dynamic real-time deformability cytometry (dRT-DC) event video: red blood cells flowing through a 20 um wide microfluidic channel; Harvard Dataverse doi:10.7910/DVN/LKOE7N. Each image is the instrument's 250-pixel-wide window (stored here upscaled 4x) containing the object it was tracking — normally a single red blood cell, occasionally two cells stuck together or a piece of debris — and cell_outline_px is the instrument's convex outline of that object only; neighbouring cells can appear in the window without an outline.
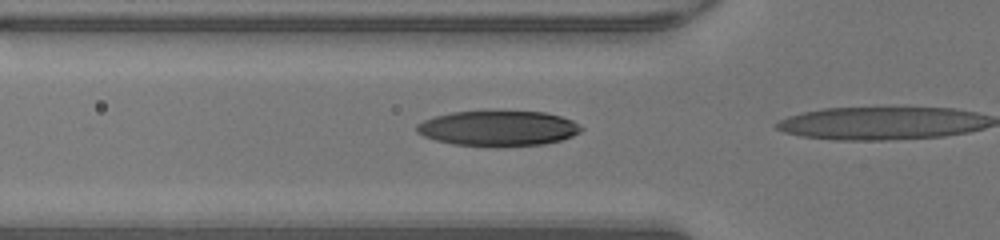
{"species": "human", "species_latin": "Homo sapiens", "temperature_condition": "warm", "stored_images_in_passage": 4, "camera_frame_rate_fps": 3000, "um_per_image_px": 0.085, "donor": {"sex": "male"}, "frame": {"image": 1, "passage_image": 3, "time_ms": 0.667, "image_size_px": [1000, 240], "cell_outline_px": [[584, 128], [580, 132], [572, 136], [560, 140], [544, 144], [496, 148], [452, 144], [436, 140], [424, 136], [416, 132], [416, 124], [432, 116], [452, 112], [544, 112], [560, 116], [572, 120], [580, 124]], "centroid_in_image_um": [42.33, 10.93], "position_along_channel_um": 83.5, "area_um2": 34.16}}